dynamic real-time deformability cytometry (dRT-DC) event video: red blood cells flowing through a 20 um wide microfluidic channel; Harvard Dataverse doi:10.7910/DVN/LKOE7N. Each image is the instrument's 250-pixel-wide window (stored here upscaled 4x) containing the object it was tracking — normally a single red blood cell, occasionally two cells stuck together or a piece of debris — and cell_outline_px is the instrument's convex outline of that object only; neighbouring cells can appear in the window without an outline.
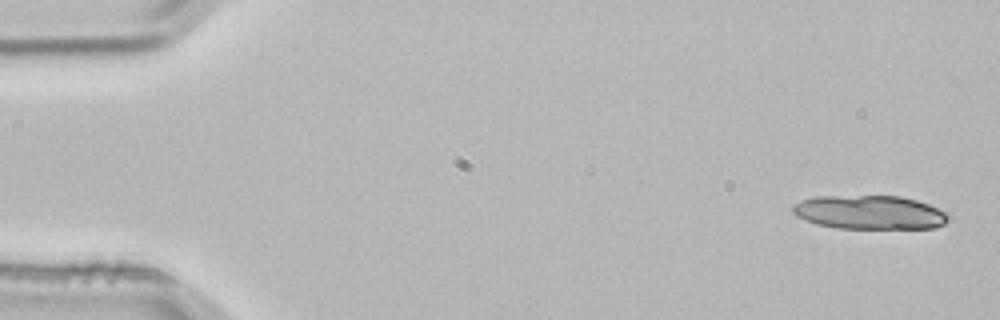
{"species": "common noctule bat (a hibernating species)", "species_latin": "Nyctalus noctula", "temperature_condition": "room temperature", "stored_images_in_passage": 3, "camera_frame_rate_fps": 3000, "um_per_image_px": 0.085, "animal": {"sex": "male", "body_mass_g": 21.5, "forearm_length_mm": 52.0}, "frame": {"image": 1, "passage_image": 1, "time_ms": 0.0, "image_size_px": [1000, 320], "cell_outline_px": [[952, 216], [944, 224], [936, 228], [836, 228], [816, 224], [804, 220], [796, 216], [792, 212], [792, 204], [800, 200], [816, 196], [900, 196], [916, 200], [928, 204]], "centroid_in_image_um": [73.88, 18.05], "position_along_channel_um": 11.1, "area_um2": 30.87}}